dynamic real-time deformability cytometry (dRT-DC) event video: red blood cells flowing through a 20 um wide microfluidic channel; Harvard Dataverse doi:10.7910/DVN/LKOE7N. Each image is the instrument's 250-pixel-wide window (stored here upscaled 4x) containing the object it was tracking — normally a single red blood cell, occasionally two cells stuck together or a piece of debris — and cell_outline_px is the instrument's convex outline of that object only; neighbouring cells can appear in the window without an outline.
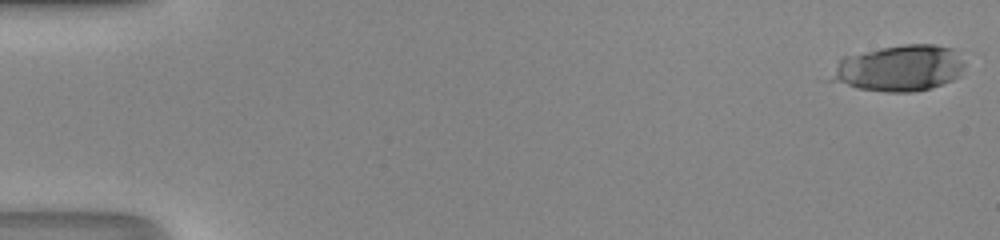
{"species": "human", "species_latin": "Homo sapiens", "temperature_condition": "room temperature", "stored_images_in_passage": 49, "camera_frame_rate_fps": 3000, "um_per_image_px": 0.085, "donor": {"sex": "male"}, "frame": {"image": 1, "passage_image": 1, "time_ms": 0.0, "image_size_px": [1000, 240], "cell_outline_px": [[964, 64], [960, 76], [952, 80], [916, 92], [888, 92], [856, 88], [828, 80], [840, 60], [844, 56], [880, 48], [904, 44], [936, 44], [952, 48]], "centroid_in_image_um": [76.42, 5.8], "position_along_channel_um": 8.6, "area_um2": 35.72}}
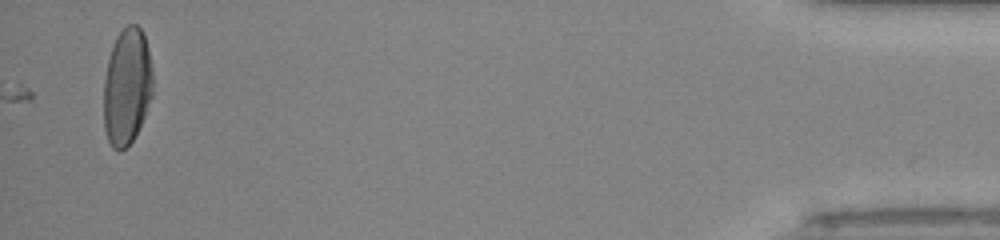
{"frame": {"image": 2, "passage_image": 49, "time_ms": 16.0, "image_size_px": [1000, 240], "cell_outline_px": [[152, 96], [144, 116], [132, 140], [120, 152], [112, 148], [108, 140], [104, 128], [104, 80], [108, 60], [112, 44], [116, 36], [128, 24], [136, 24], [140, 28], [144, 36], [148, 48], [152, 68]], "centroid_in_image_um": [10.78, 7.35], "position_along_channel_um": 424.4, "area_um2": 33.35}}